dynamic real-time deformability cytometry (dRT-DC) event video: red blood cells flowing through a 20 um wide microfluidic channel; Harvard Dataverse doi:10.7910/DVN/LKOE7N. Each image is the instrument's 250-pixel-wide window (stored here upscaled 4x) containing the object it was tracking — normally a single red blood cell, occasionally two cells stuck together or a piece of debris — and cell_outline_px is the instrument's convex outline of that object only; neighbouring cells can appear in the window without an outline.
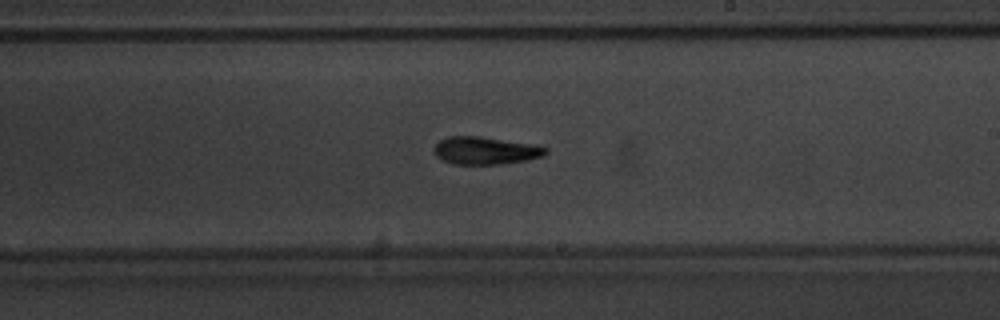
{"species": "common noctule bat (a hibernating species)", "species_latin": "Nyctalus noctula", "temperature_condition": "warm", "stored_images_in_passage": 55, "segment_of_instrument_passage": [1, 2], "camera_frame_rate_fps": 3000, "um_per_image_px": 0.085, "animal": {"sex": "male", "body_mass_g": 20.1, "forearm_length_mm": 53.5}, "frame": {"image": 1, "passage_image": 33, "time_ms": 10.667, "image_size_px": [1000, 320], "cell_outline_px": [[548, 152], [544, 156], [528, 160], [500, 164], [452, 164], [436, 156], [432, 152], [432, 148], [440, 140], [448, 136], [480, 136], [532, 144], [548, 148]], "centroid_in_image_um": [41.24, 12.8], "position_along_channel_um": 247.8, "area_um2": 18.09}}
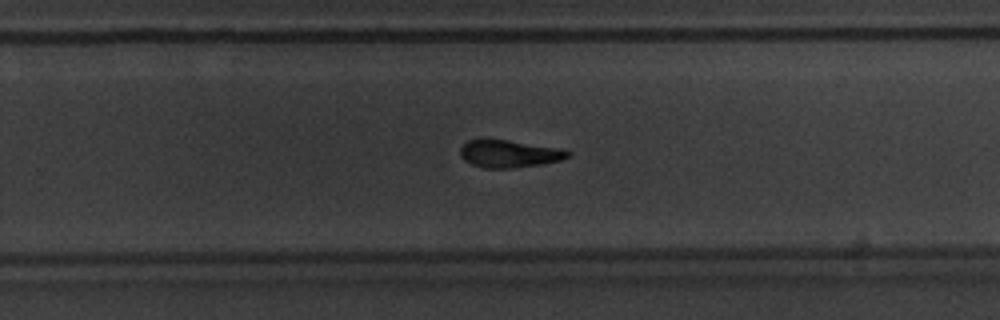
{"frame": {"image": 2, "passage_image": 36, "time_ms": 11.667, "image_size_px": [1000, 320], "cell_outline_px": [[572, 152], [568, 156], [560, 160], [540, 164], [512, 168], [484, 168], [472, 164], [464, 160], [460, 156], [460, 148], [468, 140], [504, 140], [564, 148]], "centroid_in_image_um": [43.3, 13.07], "position_along_channel_um": 286.5, "area_um2": 17.05}}
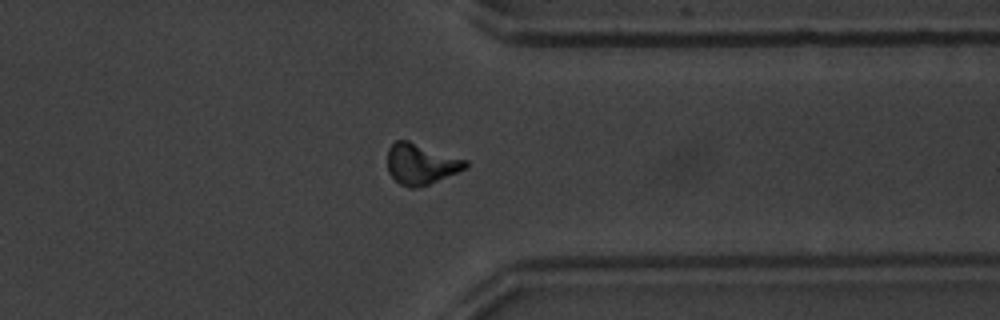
{"frame": {"image": 3, "passage_image": 43, "time_ms": 14.0, "image_size_px": [1000, 320], "cell_outline_px": [[468, 164], [464, 168], [456, 172], [428, 184], [416, 188], [408, 188], [400, 184], [388, 172], [388, 148], [396, 140], [408, 140], [468, 160]], "centroid_in_image_um": [35.75, 13.92], "position_along_channel_um": 375.6, "area_um2": 18.32}}